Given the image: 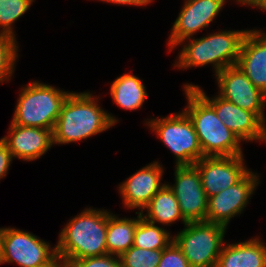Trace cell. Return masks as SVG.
<instances>
[{"mask_svg":"<svg viewBox=\"0 0 266 267\" xmlns=\"http://www.w3.org/2000/svg\"><path fill=\"white\" fill-rule=\"evenodd\" d=\"M172 241L173 237L168 230L146 220L142 217L141 212H139V221L134 233L133 246L142 249L163 250Z\"/></svg>","mask_w":266,"mask_h":267,"instance_id":"22","label":"cell"},{"mask_svg":"<svg viewBox=\"0 0 266 267\" xmlns=\"http://www.w3.org/2000/svg\"><path fill=\"white\" fill-rule=\"evenodd\" d=\"M240 4L245 6H252L256 9L258 8L266 11V0H241Z\"/></svg>","mask_w":266,"mask_h":267,"instance_id":"30","label":"cell"},{"mask_svg":"<svg viewBox=\"0 0 266 267\" xmlns=\"http://www.w3.org/2000/svg\"><path fill=\"white\" fill-rule=\"evenodd\" d=\"M194 165L208 198L235 185L250 171L245 166L243 155L202 157Z\"/></svg>","mask_w":266,"mask_h":267,"instance_id":"14","label":"cell"},{"mask_svg":"<svg viewBox=\"0 0 266 267\" xmlns=\"http://www.w3.org/2000/svg\"><path fill=\"white\" fill-rule=\"evenodd\" d=\"M157 267H190L181 249L172 241L162 250V256Z\"/></svg>","mask_w":266,"mask_h":267,"instance_id":"26","label":"cell"},{"mask_svg":"<svg viewBox=\"0 0 266 267\" xmlns=\"http://www.w3.org/2000/svg\"><path fill=\"white\" fill-rule=\"evenodd\" d=\"M248 31L249 29L221 30L201 38L184 39L176 47L190 42L182 46L174 67L189 69L211 64L216 75L226 67L236 65L243 39Z\"/></svg>","mask_w":266,"mask_h":267,"instance_id":"4","label":"cell"},{"mask_svg":"<svg viewBox=\"0 0 266 267\" xmlns=\"http://www.w3.org/2000/svg\"><path fill=\"white\" fill-rule=\"evenodd\" d=\"M216 267H266V245L260 237L224 243Z\"/></svg>","mask_w":266,"mask_h":267,"instance_id":"18","label":"cell"},{"mask_svg":"<svg viewBox=\"0 0 266 267\" xmlns=\"http://www.w3.org/2000/svg\"><path fill=\"white\" fill-rule=\"evenodd\" d=\"M92 93L71 92L55 123L53 144H69L87 139L114 126L118 119L104 111Z\"/></svg>","mask_w":266,"mask_h":267,"instance_id":"1","label":"cell"},{"mask_svg":"<svg viewBox=\"0 0 266 267\" xmlns=\"http://www.w3.org/2000/svg\"><path fill=\"white\" fill-rule=\"evenodd\" d=\"M107 221V210L91 207L71 218L55 245L57 258L68 264L71 260L108 254Z\"/></svg>","mask_w":266,"mask_h":267,"instance_id":"2","label":"cell"},{"mask_svg":"<svg viewBox=\"0 0 266 267\" xmlns=\"http://www.w3.org/2000/svg\"><path fill=\"white\" fill-rule=\"evenodd\" d=\"M218 95L244 110L253 112L265 125L266 95L255 87L237 66H229L216 74Z\"/></svg>","mask_w":266,"mask_h":267,"instance_id":"9","label":"cell"},{"mask_svg":"<svg viewBox=\"0 0 266 267\" xmlns=\"http://www.w3.org/2000/svg\"><path fill=\"white\" fill-rule=\"evenodd\" d=\"M162 256V250L142 249L131 246L119 258L121 267H157Z\"/></svg>","mask_w":266,"mask_h":267,"instance_id":"25","label":"cell"},{"mask_svg":"<svg viewBox=\"0 0 266 267\" xmlns=\"http://www.w3.org/2000/svg\"><path fill=\"white\" fill-rule=\"evenodd\" d=\"M184 87H193L214 108L224 125L241 141L266 142V125L253 112L244 110L219 95L210 99L198 85L186 83Z\"/></svg>","mask_w":266,"mask_h":267,"instance_id":"12","label":"cell"},{"mask_svg":"<svg viewBox=\"0 0 266 267\" xmlns=\"http://www.w3.org/2000/svg\"><path fill=\"white\" fill-rule=\"evenodd\" d=\"M34 0H0V33L16 37L13 23L24 15Z\"/></svg>","mask_w":266,"mask_h":267,"instance_id":"23","label":"cell"},{"mask_svg":"<svg viewBox=\"0 0 266 267\" xmlns=\"http://www.w3.org/2000/svg\"><path fill=\"white\" fill-rule=\"evenodd\" d=\"M13 159L14 158L8 150L7 145L2 139H0V180L8 174V170Z\"/></svg>","mask_w":266,"mask_h":267,"instance_id":"28","label":"cell"},{"mask_svg":"<svg viewBox=\"0 0 266 267\" xmlns=\"http://www.w3.org/2000/svg\"><path fill=\"white\" fill-rule=\"evenodd\" d=\"M8 132V135L1 139L13 158L24 161L40 159L53 146V134L50 129L19 126L11 122Z\"/></svg>","mask_w":266,"mask_h":267,"instance_id":"16","label":"cell"},{"mask_svg":"<svg viewBox=\"0 0 266 267\" xmlns=\"http://www.w3.org/2000/svg\"><path fill=\"white\" fill-rule=\"evenodd\" d=\"M100 1L110 4L132 5V6H146L150 4L148 0H100Z\"/></svg>","mask_w":266,"mask_h":267,"instance_id":"29","label":"cell"},{"mask_svg":"<svg viewBox=\"0 0 266 267\" xmlns=\"http://www.w3.org/2000/svg\"><path fill=\"white\" fill-rule=\"evenodd\" d=\"M143 80L137 76L126 73L117 77L110 88V95L114 103L125 110H138L142 108L145 99L148 97Z\"/></svg>","mask_w":266,"mask_h":267,"instance_id":"20","label":"cell"},{"mask_svg":"<svg viewBox=\"0 0 266 267\" xmlns=\"http://www.w3.org/2000/svg\"><path fill=\"white\" fill-rule=\"evenodd\" d=\"M259 177L253 171H249L235 185L209 197L206 221L227 228L230 220L244 211L260 182Z\"/></svg>","mask_w":266,"mask_h":267,"instance_id":"11","label":"cell"},{"mask_svg":"<svg viewBox=\"0 0 266 267\" xmlns=\"http://www.w3.org/2000/svg\"><path fill=\"white\" fill-rule=\"evenodd\" d=\"M164 169L160 162L154 161L135 172L119 185L124 207L139 209L144 213V208L153 196L166 184L161 182Z\"/></svg>","mask_w":266,"mask_h":267,"instance_id":"15","label":"cell"},{"mask_svg":"<svg viewBox=\"0 0 266 267\" xmlns=\"http://www.w3.org/2000/svg\"><path fill=\"white\" fill-rule=\"evenodd\" d=\"M16 37L0 33V83L8 81L15 70L18 59Z\"/></svg>","mask_w":266,"mask_h":267,"instance_id":"24","label":"cell"},{"mask_svg":"<svg viewBox=\"0 0 266 267\" xmlns=\"http://www.w3.org/2000/svg\"><path fill=\"white\" fill-rule=\"evenodd\" d=\"M174 176L175 184L167 185L174 192L184 219L187 222L206 221L208 197L197 167L175 166Z\"/></svg>","mask_w":266,"mask_h":267,"instance_id":"10","label":"cell"},{"mask_svg":"<svg viewBox=\"0 0 266 267\" xmlns=\"http://www.w3.org/2000/svg\"><path fill=\"white\" fill-rule=\"evenodd\" d=\"M145 125L175 155V166L194 165L204 157L192 121L183 110L167 117L148 119Z\"/></svg>","mask_w":266,"mask_h":267,"instance_id":"7","label":"cell"},{"mask_svg":"<svg viewBox=\"0 0 266 267\" xmlns=\"http://www.w3.org/2000/svg\"><path fill=\"white\" fill-rule=\"evenodd\" d=\"M50 267H69L68 264L63 260H57L55 263H53Z\"/></svg>","mask_w":266,"mask_h":267,"instance_id":"31","label":"cell"},{"mask_svg":"<svg viewBox=\"0 0 266 267\" xmlns=\"http://www.w3.org/2000/svg\"><path fill=\"white\" fill-rule=\"evenodd\" d=\"M147 212L141 213L142 217L151 223H161L162 225H171L175 221L181 220L185 225L188 222L181 214L179 203L174 192L165 184L150 200L144 208Z\"/></svg>","mask_w":266,"mask_h":267,"instance_id":"19","label":"cell"},{"mask_svg":"<svg viewBox=\"0 0 266 267\" xmlns=\"http://www.w3.org/2000/svg\"><path fill=\"white\" fill-rule=\"evenodd\" d=\"M1 264L16 263L20 267H50L57 258L56 246L38 236L14 227H4L1 238Z\"/></svg>","mask_w":266,"mask_h":267,"instance_id":"8","label":"cell"},{"mask_svg":"<svg viewBox=\"0 0 266 267\" xmlns=\"http://www.w3.org/2000/svg\"><path fill=\"white\" fill-rule=\"evenodd\" d=\"M236 65L266 95V32L261 29L247 32Z\"/></svg>","mask_w":266,"mask_h":267,"instance_id":"17","label":"cell"},{"mask_svg":"<svg viewBox=\"0 0 266 267\" xmlns=\"http://www.w3.org/2000/svg\"><path fill=\"white\" fill-rule=\"evenodd\" d=\"M173 237L190 267H216L226 227L207 221L188 222Z\"/></svg>","mask_w":266,"mask_h":267,"instance_id":"6","label":"cell"},{"mask_svg":"<svg viewBox=\"0 0 266 267\" xmlns=\"http://www.w3.org/2000/svg\"><path fill=\"white\" fill-rule=\"evenodd\" d=\"M137 218H118L115 214L108 212L106 246L111 255L120 256L134 244V233L139 221Z\"/></svg>","mask_w":266,"mask_h":267,"instance_id":"21","label":"cell"},{"mask_svg":"<svg viewBox=\"0 0 266 267\" xmlns=\"http://www.w3.org/2000/svg\"><path fill=\"white\" fill-rule=\"evenodd\" d=\"M19 93L12 123L53 131L62 106L71 92L33 81Z\"/></svg>","mask_w":266,"mask_h":267,"instance_id":"5","label":"cell"},{"mask_svg":"<svg viewBox=\"0 0 266 267\" xmlns=\"http://www.w3.org/2000/svg\"><path fill=\"white\" fill-rule=\"evenodd\" d=\"M226 0H185L176 18L169 40L170 52L184 39L193 37L195 33L208 27L218 16ZM241 3V0H236Z\"/></svg>","mask_w":266,"mask_h":267,"instance_id":"13","label":"cell"},{"mask_svg":"<svg viewBox=\"0 0 266 267\" xmlns=\"http://www.w3.org/2000/svg\"><path fill=\"white\" fill-rule=\"evenodd\" d=\"M187 106L204 157L243 155L242 141L218 118L214 108L193 88L184 87Z\"/></svg>","mask_w":266,"mask_h":267,"instance_id":"3","label":"cell"},{"mask_svg":"<svg viewBox=\"0 0 266 267\" xmlns=\"http://www.w3.org/2000/svg\"><path fill=\"white\" fill-rule=\"evenodd\" d=\"M69 267H121L119 256L106 254L102 256L87 257L71 260Z\"/></svg>","mask_w":266,"mask_h":267,"instance_id":"27","label":"cell"},{"mask_svg":"<svg viewBox=\"0 0 266 267\" xmlns=\"http://www.w3.org/2000/svg\"><path fill=\"white\" fill-rule=\"evenodd\" d=\"M3 230H4V228H0V251H1V238H2V234H3Z\"/></svg>","mask_w":266,"mask_h":267,"instance_id":"32","label":"cell"}]
</instances>
